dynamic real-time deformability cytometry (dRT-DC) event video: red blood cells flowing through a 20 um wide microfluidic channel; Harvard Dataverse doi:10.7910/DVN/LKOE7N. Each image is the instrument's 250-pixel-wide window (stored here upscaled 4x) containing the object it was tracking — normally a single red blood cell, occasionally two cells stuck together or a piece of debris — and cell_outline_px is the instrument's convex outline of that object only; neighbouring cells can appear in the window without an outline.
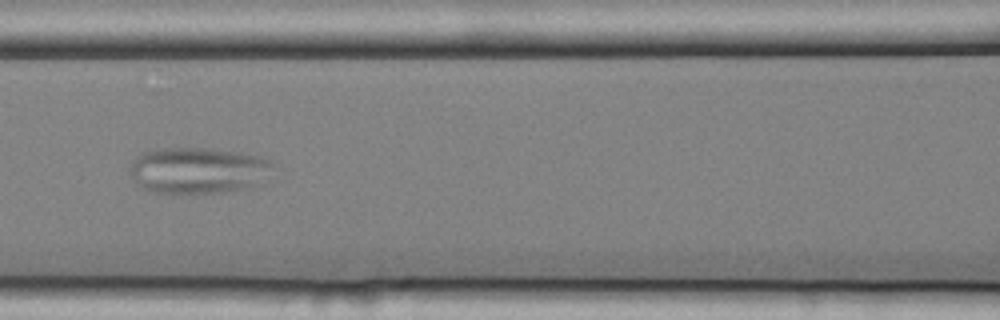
{"species": "common noctule bat (a hibernating species)", "species_latin": "Nyctalus noctula", "temperature_condition": "cold", "stored_images_in_passage": 16, "camera_frame_rate_fps": 3000, "um_per_image_px": 0.085, "animal": {"sex": "female", "body_mass_g": 25.1}, "frame": {"image": 1, "passage_image": 7, "time_ms": 2.0, "image_size_px": [1000, 320], "cell_outline_px": [[276, 164], [252, 184], [244, 188], [224, 192], [152, 192], [140, 188], [132, 176], [132, 164], [136, 156], [144, 152], [164, 148], [204, 148], [240, 152], [260, 156], [272, 160]], "centroid_in_image_um": [16.79, 14.46], "position_along_channel_um": 149.8, "area_um2": 37.63}}
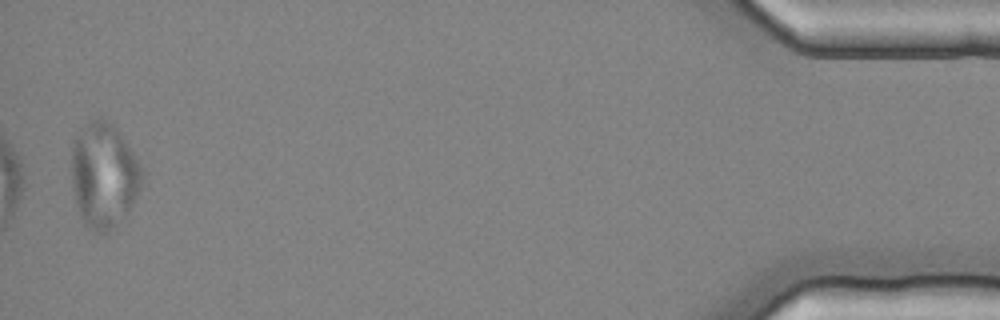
{"frame": {"image": 2, "passage_image": 15, "time_ms": 4.667, "image_size_px": [1000, 320], "cell_outline_px": [[144, 176], [140, 188], [132, 204], [124, 216], [108, 232], [96, 232], [84, 224], [80, 216], [72, 184], [72, 148], [76, 136], [80, 128], [88, 120], [100, 116], [112, 124], [116, 128], [132, 152], [144, 172]], "centroid_in_image_um": [8.81, 14.87], "position_along_channel_um": 426.4, "area_um2": 42.83}}